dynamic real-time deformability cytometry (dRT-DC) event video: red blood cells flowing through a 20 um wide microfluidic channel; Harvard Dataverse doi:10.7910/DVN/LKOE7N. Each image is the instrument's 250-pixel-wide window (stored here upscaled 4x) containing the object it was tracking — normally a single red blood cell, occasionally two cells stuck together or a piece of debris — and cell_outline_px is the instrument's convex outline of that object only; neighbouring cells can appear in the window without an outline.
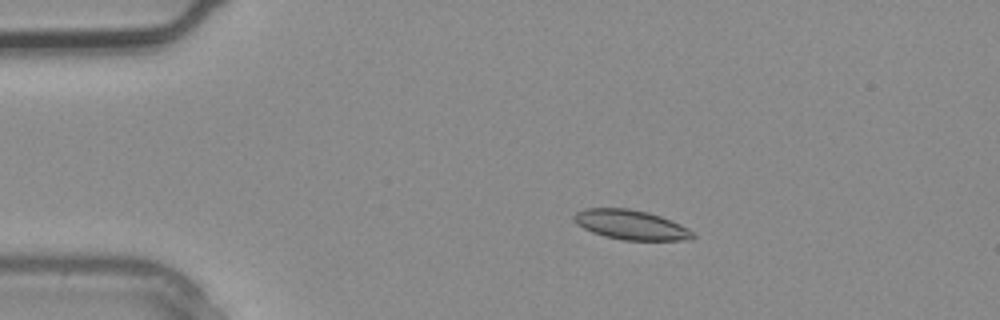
{"species": "common noctule bat (a hibernating species)", "species_latin": "Nyctalus noctula", "temperature_condition": "warm", "stored_images_in_passage": 1, "camera_frame_rate_fps": 3000, "um_per_image_px": 0.085, "animal": {"sex": "male", "body_mass_g": 20.4}, "frame": {"image": 1, "passage_image": 1, "time_ms": 0.0, "image_size_px": [1000, 320], "cell_outline_px": [[696, 236], [692, 240], [624, 240], [604, 236], [592, 232], [576, 224], [572, 216], [576, 212], [584, 208], [628, 208], [648, 212], [660, 216], [680, 224], [688, 228]], "centroid_in_image_um": [53.62, 19.1], "position_along_channel_um": 31.4, "area_um2": 20.58}}